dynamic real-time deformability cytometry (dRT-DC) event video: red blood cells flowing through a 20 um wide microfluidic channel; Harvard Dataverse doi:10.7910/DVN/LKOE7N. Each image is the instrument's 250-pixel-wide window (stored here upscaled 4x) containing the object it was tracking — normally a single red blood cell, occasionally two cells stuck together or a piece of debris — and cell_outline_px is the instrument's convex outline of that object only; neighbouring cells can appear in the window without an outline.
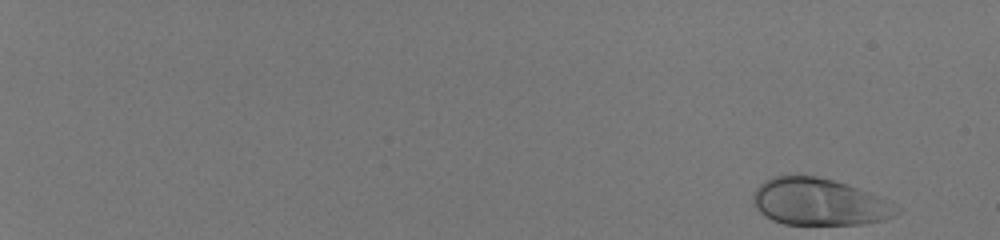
{"species": "human", "species_latin": "Homo sapiens", "temperature_condition": "room temperature", "stored_images_in_passage": 52, "camera_frame_rate_fps": 3000, "um_per_image_px": 0.085, "donor": {"sex": "male"}, "frame": {"image": 1, "passage_image": 1, "time_ms": 0.0, "image_size_px": [1000, 240], "cell_outline_px": [[900, 212], [884, 220], [864, 224], [784, 224], [772, 220], [764, 216], [752, 204], [752, 196], [756, 188], [764, 180], [772, 176], [800, 172], [848, 184], [880, 196], [900, 208]], "centroid_in_image_um": [69.58, 17.13], "position_along_channel_um": 15.4, "area_um2": 40.06}}
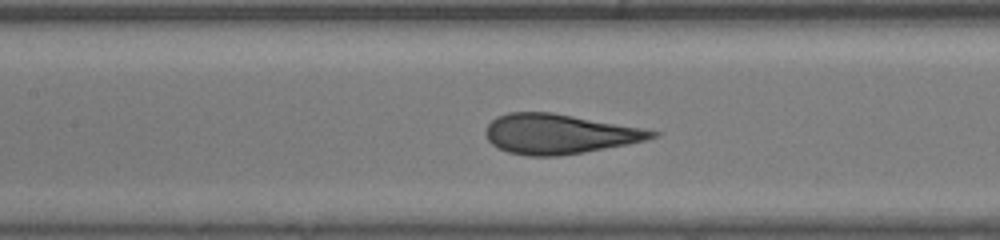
{"frame": {"image": 2, "passage_image": 29, "time_ms": 9.333, "image_size_px": [1000, 240], "cell_outline_px": [[660, 132], [656, 136], [648, 140], [628, 144], [584, 152], [556, 156], [528, 156], [508, 152], [492, 144], [488, 140], [484, 132], [488, 124], [496, 116], [508, 112], [552, 112], [644, 128]], "centroid_in_image_um": [47.52, 11.38], "position_along_channel_um": 159.9, "area_um2": 38.61}}
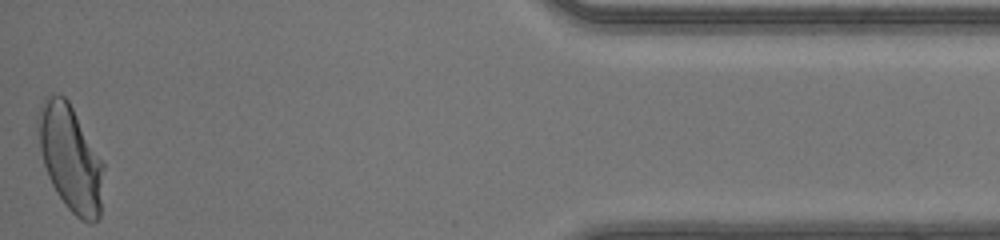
{"frame": {"image": 3, "passage_image": 52, "time_ms": 17.0, "image_size_px": [1000, 240], "cell_outline_px": [[104, 168], [100, 216], [92, 224], [88, 224], [80, 220], [64, 204], [56, 192], [48, 176], [40, 152], [36, 124], [36, 116], [44, 96], [64, 96], [68, 100], [104, 164]], "centroid_in_image_um": [5.97, 13.46], "position_along_channel_um": 429.2, "area_um2": 40.46}, "authors_computed_cell_mechanics": {"area_um2": 38.6104, "velocity_mm_per_s": 4.1931, "shape_relaxation_time_tau1_ms": 6.2493, "shape_relaxation_time_tau2_ms": null, "deformation_change_tau1": 0.2198, "deformation_change_tau2": null}}